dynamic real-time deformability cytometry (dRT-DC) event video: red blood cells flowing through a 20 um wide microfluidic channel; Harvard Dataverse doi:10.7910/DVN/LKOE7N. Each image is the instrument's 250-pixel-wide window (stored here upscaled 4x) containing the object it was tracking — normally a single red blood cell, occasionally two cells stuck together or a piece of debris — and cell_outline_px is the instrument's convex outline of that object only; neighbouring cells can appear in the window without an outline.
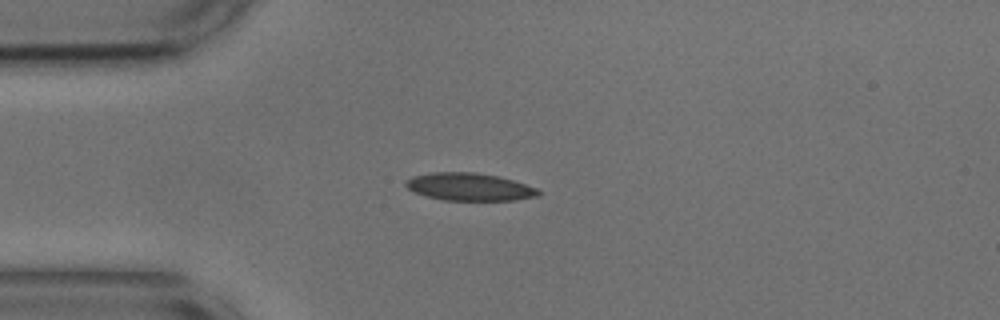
{"species": "common noctule bat (a hibernating species)", "species_latin": "Nyctalus noctula", "temperature_condition": "cold", "stored_images_in_passage": 42, "camera_frame_rate_fps": 3000, "um_per_image_px": 0.085, "animal": {"sex": "male", "body_mass_g": 17.9, "forearm_length_mm": 54.2}, "frame": {"image": 1, "passage_image": 1, "time_ms": 0.0, "image_size_px": [1000, 320], "cell_outline_px": [[540, 196], [516, 200], [444, 200], [428, 196], [416, 192], [408, 188], [404, 184], [412, 176], [432, 172], [472, 172], [496, 176], [512, 180], [536, 188], [540, 192]], "centroid_in_image_um": [39.91, 15.88], "position_along_channel_um": 45.1, "area_um2": 21.04}}
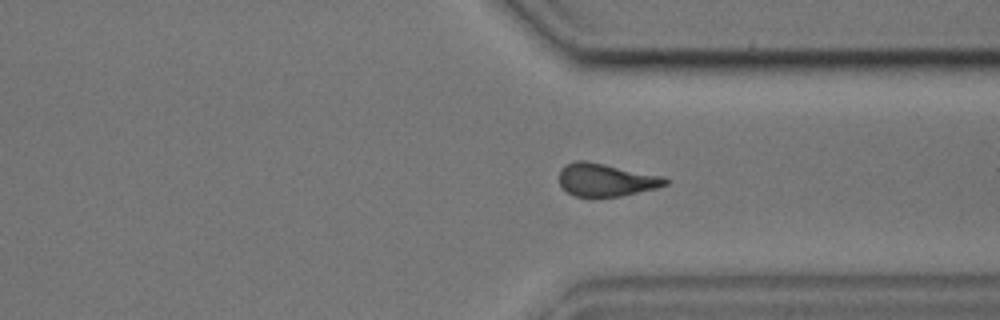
{"frame": {"image": 2, "passage_image": 28, "time_ms": 9.0, "image_size_px": [1000, 320], "cell_outline_px": [[668, 184], [656, 188], [620, 196], [576, 196], [568, 192], [560, 184], [560, 168], [564, 164], [576, 160], [588, 160], [664, 176], [668, 180]], "centroid_in_image_um": [51.51, 15.26], "position_along_channel_um": 359.9, "area_um2": 20.35}}
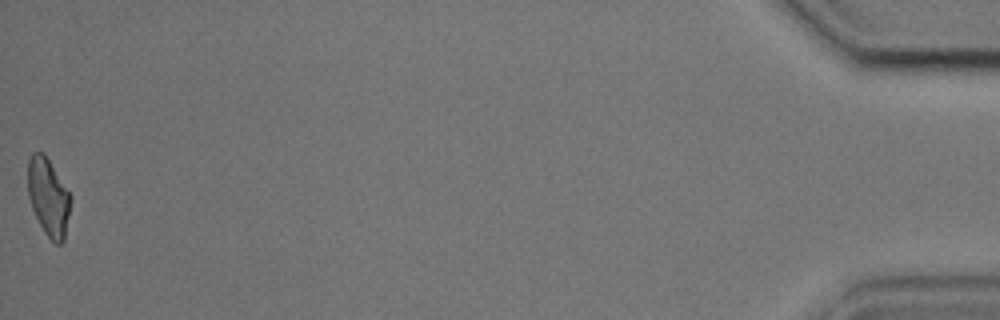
{"frame": {"image": 3, "passage_image": 42, "time_ms": 13.667, "image_size_px": [1000, 320], "cell_outline_px": [[72, 200], [64, 240], [60, 244], [56, 244], [44, 232], [32, 208], [28, 196], [28, 160], [32, 152], [44, 152], [72, 196]], "centroid_in_image_um": [4.12, 16.73], "position_along_channel_um": 431.1, "area_um2": 19.42}, "authors_computed_cell_mechanics": {"area_um2": 20.9236, "velocity_mm_per_s": 3.6551, "shape_relaxation_time_tau1_ms": 7.4328, "shape_relaxation_time_tau2_ms": 3.0022, "deformation_change_tau1": 0.1674, "deformation_change_tau2": 0.0971}}